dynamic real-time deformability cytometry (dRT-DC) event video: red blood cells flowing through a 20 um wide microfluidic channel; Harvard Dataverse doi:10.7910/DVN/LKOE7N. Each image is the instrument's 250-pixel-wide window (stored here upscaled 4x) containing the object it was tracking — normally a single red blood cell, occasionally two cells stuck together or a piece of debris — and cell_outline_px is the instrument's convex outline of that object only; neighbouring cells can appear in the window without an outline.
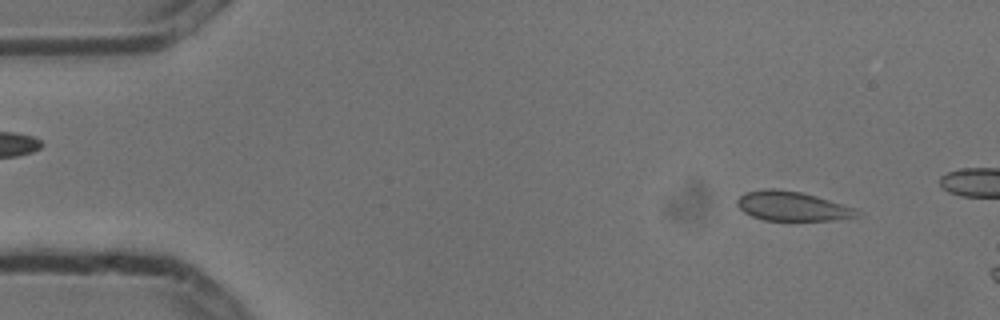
{"species": "common noctule bat (a hibernating species)", "species_latin": "Nyctalus noctula", "temperature_condition": "cold", "stored_images_in_passage": 3, "camera_frame_rate_fps": 3000, "um_per_image_px": 0.085, "animal": {"sex": "male", "body_mass_g": 13.3}, "frame": {"image": 1, "passage_image": 2, "time_ms": 0.333, "image_size_px": [1000, 320], "cell_outline_px": [[864, 212], [860, 216], [836, 220], [764, 220], [752, 216], [744, 212], [736, 204], [736, 200], [744, 192], [764, 188], [776, 188], [800, 192], [816, 196], [856, 208]], "centroid_in_image_um": [67.36, 17.52], "position_along_channel_um": 17.6, "area_um2": 20.75}}